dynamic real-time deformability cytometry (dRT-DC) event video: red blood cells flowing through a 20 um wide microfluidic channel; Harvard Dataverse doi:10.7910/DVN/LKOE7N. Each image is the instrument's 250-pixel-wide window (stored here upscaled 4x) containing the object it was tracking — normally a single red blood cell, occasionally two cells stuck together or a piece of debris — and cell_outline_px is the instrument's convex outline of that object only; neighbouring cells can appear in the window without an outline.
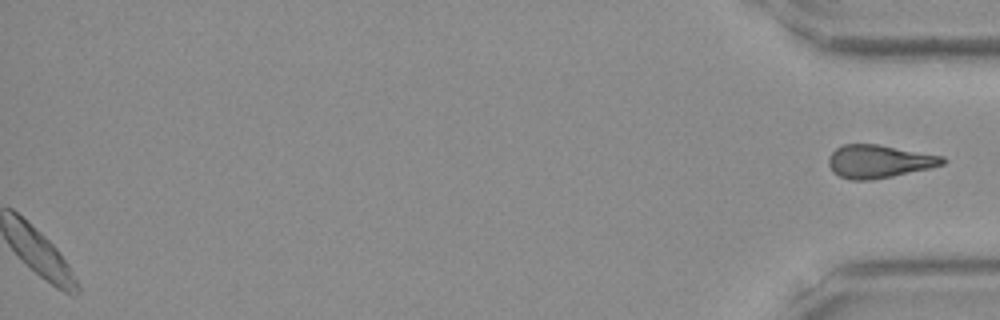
{"species": "Egyptian fruit bat (a non-hibernating species)", "species_latin": "Rousettus aegyptiacus", "temperature_condition": "room temperature", "stored_images_in_passage": 37, "segment_of_instrument_passage": [2, 2], "camera_frame_rate_fps": 3000, "um_per_image_px": 0.085, "frame": {"image": 1, "passage_image": 37, "time_ms": 12.0, "image_size_px": [1000, 320], "cell_outline_px": [[948, 160], [944, 164], [928, 168], [892, 176], [872, 180], [852, 180], [840, 176], [832, 172], [828, 164], [828, 156], [836, 148], [844, 144], [876, 144], [944, 156]], "centroid_in_image_um": [74.69, 13.72], "position_along_channel_um": 360.5, "area_um2": 21.91}}